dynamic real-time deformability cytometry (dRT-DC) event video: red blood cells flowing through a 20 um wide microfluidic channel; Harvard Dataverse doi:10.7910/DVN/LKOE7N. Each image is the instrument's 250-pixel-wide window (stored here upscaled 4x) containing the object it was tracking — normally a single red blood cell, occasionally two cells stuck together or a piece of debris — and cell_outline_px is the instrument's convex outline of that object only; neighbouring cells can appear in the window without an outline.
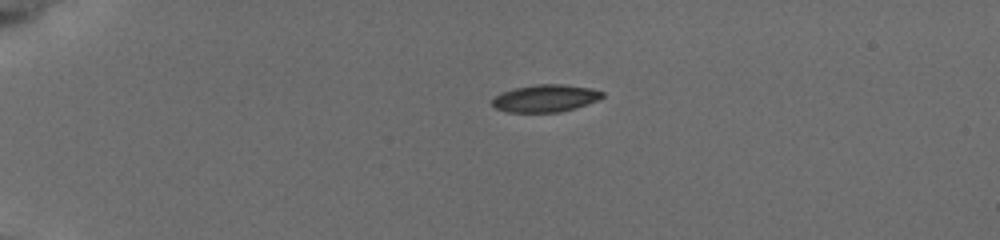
{"species": "common noctule bat (a hibernating species)", "species_latin": "Nyctalus noctula", "temperature_condition": "cold", "stored_images_in_passage": 13, "camera_frame_rate_fps": 3000, "um_per_image_px": 0.085, "animal": {"sex": "female", "body_mass_g": 19.5, "forearm_length_mm": 54.1}, "frame": {"image": 1, "passage_image": 1, "time_ms": 0.0, "image_size_px": [1000, 240], "cell_outline_px": [[604, 96], [596, 100], [560, 112], [508, 112], [496, 108], [492, 104], [492, 100], [500, 92], [516, 88], [536, 84], [564, 84], [592, 88], [604, 92]], "centroid_in_image_um": [46.34, 8.34], "position_along_channel_um": 38.7, "area_um2": 17.34}}
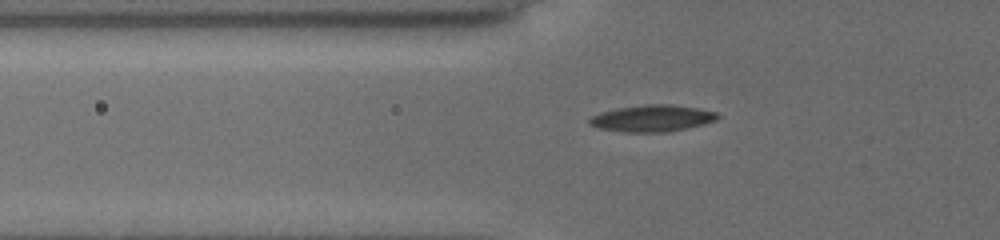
{"frame": {"image": 2, "passage_image": 9, "time_ms": 2.333, "image_size_px": [1000, 240], "cell_outline_px": [[720, 116], [716, 120], [704, 124], [668, 132], [624, 132], [600, 128], [588, 124], [588, 120], [592, 116], [600, 112], [616, 108], [648, 104], [668, 104], [696, 108], [716, 112]], "centroid_in_image_um": [55.42, 10.06], "position_along_channel_um": 70.4, "area_um2": 19.83}}
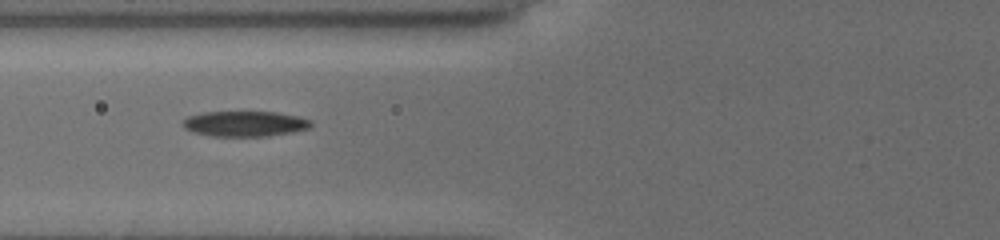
{"frame": {"image": 3, "passage_image": 12, "time_ms": 3.333, "image_size_px": [1000, 240], "cell_outline_px": [[312, 124], [308, 128], [292, 132], [268, 136], [208, 136], [192, 132], [184, 128], [180, 124], [188, 116], [204, 112], [276, 112], [296, 116], [312, 120]], "centroid_in_image_um": [20.77, 10.52], "position_along_channel_um": 105.0, "area_um2": 19.02}}